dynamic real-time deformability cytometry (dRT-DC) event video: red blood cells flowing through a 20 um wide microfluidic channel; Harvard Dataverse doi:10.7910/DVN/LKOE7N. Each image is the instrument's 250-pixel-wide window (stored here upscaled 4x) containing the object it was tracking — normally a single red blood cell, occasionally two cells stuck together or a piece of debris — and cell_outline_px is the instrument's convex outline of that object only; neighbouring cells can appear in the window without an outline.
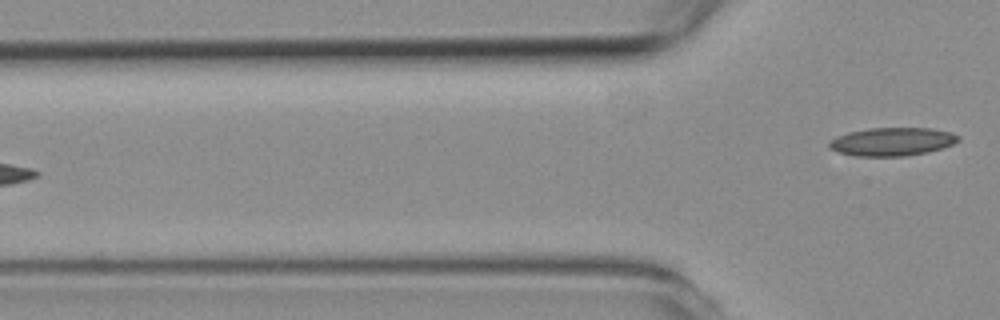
{"species": "common noctule bat (a hibernating species)", "species_latin": "Nyctalus noctula", "temperature_condition": "room temperature", "stored_images_in_passage": 5, "camera_frame_rate_fps": 3000, "um_per_image_px": 0.085, "animal": {"sex": "female", "body_mass_g": 19.3, "forearm_length_mm": 54.1}, "frame": {"image": 1, "passage_image": 5, "time_ms": 4.667, "image_size_px": [1000, 320], "cell_outline_px": [[960, 140], [952, 144], [928, 152], [904, 156], [856, 156], [840, 152], [828, 148], [828, 144], [836, 136], [848, 132], [868, 128], [928, 128], [952, 132], [960, 136]], "centroid_in_image_um": [75.83, 12.03], "position_along_channel_um": 50.0, "area_um2": 21.21}}